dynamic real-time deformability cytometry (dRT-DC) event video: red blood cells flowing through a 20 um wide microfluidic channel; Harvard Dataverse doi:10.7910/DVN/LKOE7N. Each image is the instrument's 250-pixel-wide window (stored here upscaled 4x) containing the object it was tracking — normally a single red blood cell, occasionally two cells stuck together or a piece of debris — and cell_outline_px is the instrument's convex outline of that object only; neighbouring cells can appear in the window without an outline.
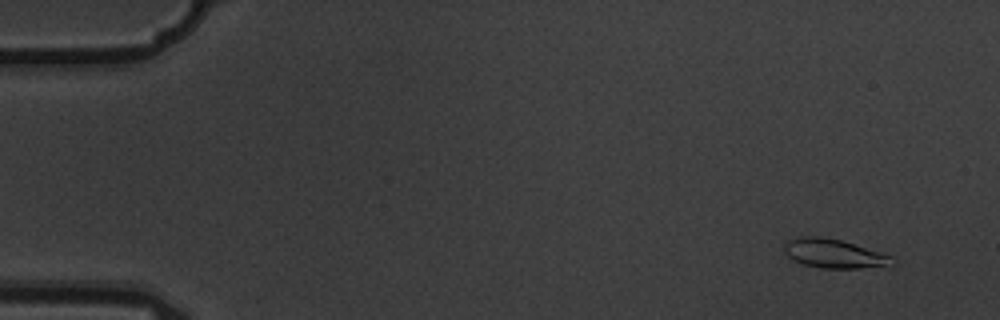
{"species": "common noctule bat (a hibernating species)", "species_latin": "Nyctalus noctula", "temperature_condition": "warm", "stored_images_in_passage": 6, "camera_frame_rate_fps": 3000, "um_per_image_px": 0.085, "animal": {"sex": "male", "body_mass_g": 19.5, "forearm_length_mm": 54.6}, "frame": {"image": 1, "passage_image": 2, "time_ms": 0.333, "image_size_px": [1000, 320], "cell_outline_px": [[896, 264], [888, 268], [820, 268], [804, 264], [788, 256], [784, 252], [784, 244], [788, 240], [800, 236], [820, 236], [840, 240], [892, 256], [896, 260]], "centroid_in_image_um": [70.97, 21.58], "position_along_channel_um": 14.0, "area_um2": 18.44}}